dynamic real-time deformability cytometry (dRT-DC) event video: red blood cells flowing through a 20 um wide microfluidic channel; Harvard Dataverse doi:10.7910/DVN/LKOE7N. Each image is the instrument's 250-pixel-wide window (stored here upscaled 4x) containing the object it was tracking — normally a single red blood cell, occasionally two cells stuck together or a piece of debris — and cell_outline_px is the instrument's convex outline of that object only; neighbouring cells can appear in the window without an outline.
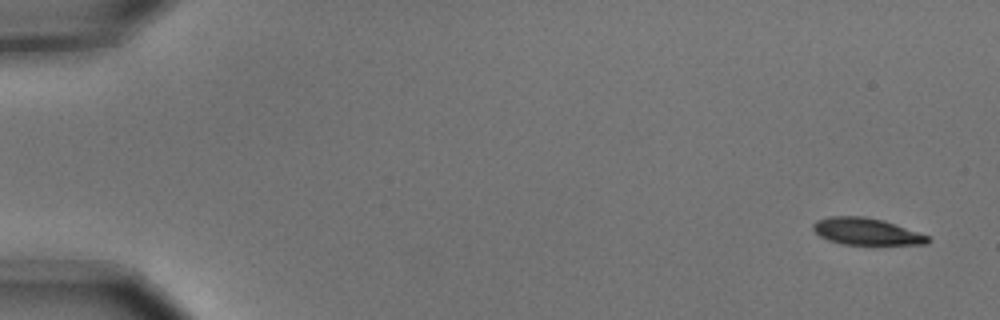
{"species": "common noctule bat (a hibernating species)", "species_latin": "Nyctalus noctula", "temperature_condition": "cold", "stored_images_in_passage": 6, "camera_frame_rate_fps": 3000, "um_per_image_px": 0.085, "animal": {"sex": "male", "body_mass_g": 15.6}, "frame": {"image": 1, "passage_image": 1, "time_ms": 0.0, "image_size_px": [1000, 320], "cell_outline_px": [[932, 240], [928, 244], [844, 244], [828, 240], [820, 236], [812, 228], [812, 224], [816, 220], [828, 216], [864, 216], [884, 220], [928, 236]], "centroid_in_image_um": [73.61, 19.66], "position_along_channel_um": 11.4, "area_um2": 17.86}}
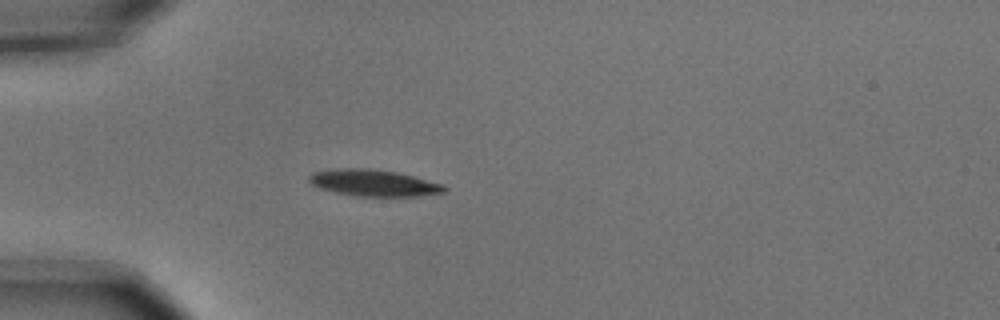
{"frame": {"image": 2, "passage_image": 5, "time_ms": 1.333, "image_size_px": [1000, 320], "cell_outline_px": [[448, 188], [444, 192], [420, 196], [356, 196], [336, 192], [320, 188], [312, 184], [308, 180], [308, 176], [312, 172], [344, 168], [368, 168], [396, 172], [444, 184]], "centroid_in_image_um": [31.78, 15.55], "position_along_channel_um": 53.2, "area_um2": 20.81}}